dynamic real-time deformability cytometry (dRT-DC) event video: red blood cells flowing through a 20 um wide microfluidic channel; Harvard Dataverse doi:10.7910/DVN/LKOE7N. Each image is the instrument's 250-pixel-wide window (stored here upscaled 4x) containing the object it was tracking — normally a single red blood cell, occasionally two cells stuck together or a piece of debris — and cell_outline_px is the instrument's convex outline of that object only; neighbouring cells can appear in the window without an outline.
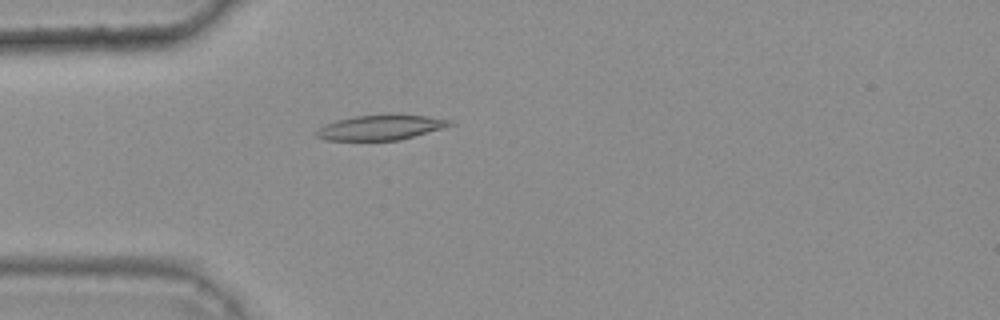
{"species": "common noctule bat (a hibernating species)", "species_latin": "Nyctalus noctula", "temperature_condition": "warm", "stored_images_in_passage": 48, "camera_frame_rate_fps": 3000, "um_per_image_px": 0.085, "animal": {"sex": "female", "body_mass_g": 25.1}, "frame": {"image": 1, "passage_image": 15, "time_ms": 4.667, "image_size_px": [1000, 320], "cell_outline_px": [[456, 124], [444, 128], [400, 140], [324, 140], [316, 136], [312, 132], [316, 128], [324, 124], [336, 120], [356, 116], [424, 116], [452, 120]], "centroid_in_image_um": [32.3, 10.86], "position_along_channel_um": 52.7, "area_um2": 19.19}}
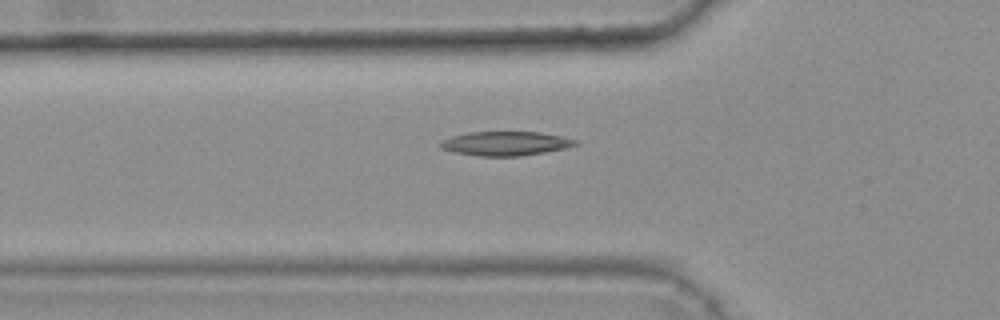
{"frame": {"image": 2, "passage_image": 18, "time_ms": 5.667, "image_size_px": [1000, 320], "cell_outline_px": [[580, 144], [564, 148], [544, 152], [520, 156], [480, 156], [452, 152], [440, 148], [440, 140], [452, 136], [468, 132], [540, 132], [560, 136], [576, 140]], "centroid_in_image_um": [42.93, 12.2], "position_along_channel_um": 82.9, "area_um2": 18.96}}
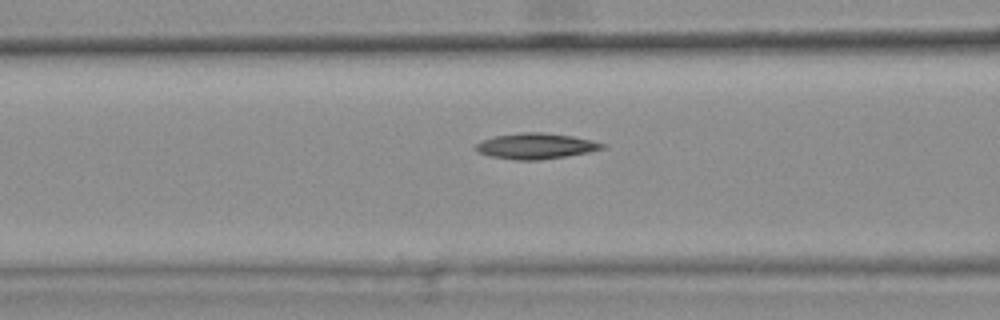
{"frame": {"image": 3, "passage_image": 21, "time_ms": 6.667, "image_size_px": [1000, 320], "cell_outline_px": [[608, 144], [604, 148], [588, 152], [540, 160], [516, 160], [488, 156], [476, 152], [476, 144], [492, 136], [520, 132], [544, 132], [572, 136], [592, 140]], "centroid_in_image_um": [45.53, 12.41], "position_along_channel_um": 121.1, "area_um2": 19.07}}